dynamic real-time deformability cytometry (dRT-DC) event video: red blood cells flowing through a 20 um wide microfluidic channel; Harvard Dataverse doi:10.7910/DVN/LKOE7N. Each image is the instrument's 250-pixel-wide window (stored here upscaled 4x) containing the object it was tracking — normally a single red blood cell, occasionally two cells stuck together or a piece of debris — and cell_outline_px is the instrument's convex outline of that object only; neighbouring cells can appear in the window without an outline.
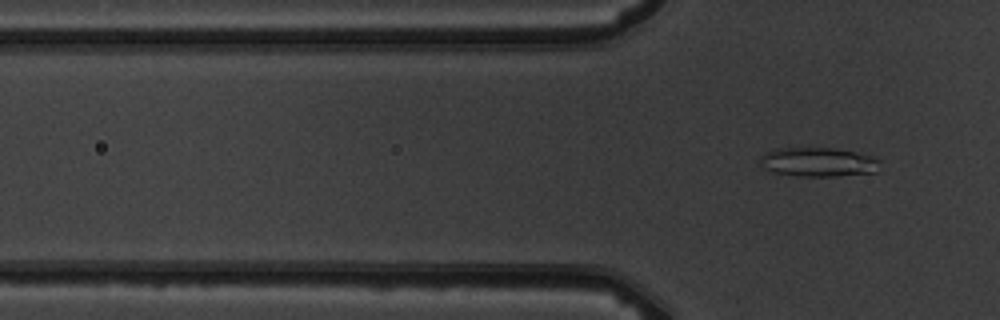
{"species": "common noctule bat (a hibernating species)", "species_latin": "Nyctalus noctula", "temperature_condition": "warm", "stored_images_in_passage": 6, "camera_frame_rate_fps": 3000, "um_per_image_px": 0.085, "animal": {"sex": "male", "body_mass_g": 19.5, "forearm_length_mm": 54.6}, "frame": {"image": 1, "passage_image": 6, "time_ms": 6.333, "image_size_px": [1000, 320], "cell_outline_px": [[880, 160], [876, 172], [832, 176], [800, 176], [776, 172], [764, 168], [760, 164], [760, 156], [776, 148], [836, 148], [856, 152], [872, 156]], "centroid_in_image_um": [69.56, 13.76], "position_along_channel_um": 56.2, "area_um2": 20.17}}